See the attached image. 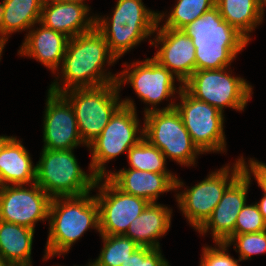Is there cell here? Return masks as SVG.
<instances>
[{"instance_id": "6da1fadb", "label": "cell", "mask_w": 266, "mask_h": 266, "mask_svg": "<svg viewBox=\"0 0 266 266\" xmlns=\"http://www.w3.org/2000/svg\"><path fill=\"white\" fill-rule=\"evenodd\" d=\"M117 61L110 52L106 39L94 27L89 32L69 38L61 70L55 73L57 76L55 75L47 90L62 94L71 89L115 83L118 72H106L105 67L114 66Z\"/></svg>"}, {"instance_id": "7a4b0ae2", "label": "cell", "mask_w": 266, "mask_h": 266, "mask_svg": "<svg viewBox=\"0 0 266 266\" xmlns=\"http://www.w3.org/2000/svg\"><path fill=\"white\" fill-rule=\"evenodd\" d=\"M91 194V195H90ZM49 232L44 261L66 255L92 228L100 233L99 205L94 195L53 197L48 216Z\"/></svg>"}, {"instance_id": "3957f363", "label": "cell", "mask_w": 266, "mask_h": 266, "mask_svg": "<svg viewBox=\"0 0 266 266\" xmlns=\"http://www.w3.org/2000/svg\"><path fill=\"white\" fill-rule=\"evenodd\" d=\"M182 30L195 46L196 70L229 67L250 43L224 20L216 6Z\"/></svg>"}, {"instance_id": "277c9868", "label": "cell", "mask_w": 266, "mask_h": 266, "mask_svg": "<svg viewBox=\"0 0 266 266\" xmlns=\"http://www.w3.org/2000/svg\"><path fill=\"white\" fill-rule=\"evenodd\" d=\"M112 16L95 14V28L106 39L117 60L152 38L158 23V11L149 10L142 0H117Z\"/></svg>"}, {"instance_id": "5b68a950", "label": "cell", "mask_w": 266, "mask_h": 266, "mask_svg": "<svg viewBox=\"0 0 266 266\" xmlns=\"http://www.w3.org/2000/svg\"><path fill=\"white\" fill-rule=\"evenodd\" d=\"M36 164L35 183L51 198L81 196L95 190L97 176L82 169L74 149L49 150L42 148Z\"/></svg>"}, {"instance_id": "8992f818", "label": "cell", "mask_w": 266, "mask_h": 266, "mask_svg": "<svg viewBox=\"0 0 266 266\" xmlns=\"http://www.w3.org/2000/svg\"><path fill=\"white\" fill-rule=\"evenodd\" d=\"M122 104L101 134L87 146L91 155L88 169L97 177H106L110 173L106 163L128 153L143 138L134 100L128 97L122 99Z\"/></svg>"}, {"instance_id": "52a82bcc", "label": "cell", "mask_w": 266, "mask_h": 266, "mask_svg": "<svg viewBox=\"0 0 266 266\" xmlns=\"http://www.w3.org/2000/svg\"><path fill=\"white\" fill-rule=\"evenodd\" d=\"M62 95L74 109L80 137L86 147L101 134L110 118L123 105L117 82L71 89Z\"/></svg>"}, {"instance_id": "ba28073f", "label": "cell", "mask_w": 266, "mask_h": 266, "mask_svg": "<svg viewBox=\"0 0 266 266\" xmlns=\"http://www.w3.org/2000/svg\"><path fill=\"white\" fill-rule=\"evenodd\" d=\"M232 166L225 164L191 188L185 187L174 195L177 207L196 232L211 217L226 189L243 173L240 157Z\"/></svg>"}, {"instance_id": "9c48e42d", "label": "cell", "mask_w": 266, "mask_h": 266, "mask_svg": "<svg viewBox=\"0 0 266 266\" xmlns=\"http://www.w3.org/2000/svg\"><path fill=\"white\" fill-rule=\"evenodd\" d=\"M183 87L193 97L214 106L222 113L226 107L244 111L253 94L252 85L240 75H232L230 67L195 70Z\"/></svg>"}, {"instance_id": "30bf717a", "label": "cell", "mask_w": 266, "mask_h": 266, "mask_svg": "<svg viewBox=\"0 0 266 266\" xmlns=\"http://www.w3.org/2000/svg\"><path fill=\"white\" fill-rule=\"evenodd\" d=\"M143 137L180 166H194L203 154L194 144L176 108L143 115ZM197 162V163H195Z\"/></svg>"}, {"instance_id": "8fae6325", "label": "cell", "mask_w": 266, "mask_h": 266, "mask_svg": "<svg viewBox=\"0 0 266 266\" xmlns=\"http://www.w3.org/2000/svg\"><path fill=\"white\" fill-rule=\"evenodd\" d=\"M123 66L125 69L118 73V88L121 90L123 84H130L140 101L149 105L145 107L144 114L160 110L158 104L165 99L169 100L168 98H171V101L161 110L175 108V101L172 98L181 92L183 84L176 88V77L166 67L161 66L153 58L137 60L131 65L125 62Z\"/></svg>"}, {"instance_id": "7c38bea8", "label": "cell", "mask_w": 266, "mask_h": 266, "mask_svg": "<svg viewBox=\"0 0 266 266\" xmlns=\"http://www.w3.org/2000/svg\"><path fill=\"white\" fill-rule=\"evenodd\" d=\"M178 95L180 103L176 102L175 108L198 149L203 154L227 152L224 113L196 99L184 87Z\"/></svg>"}, {"instance_id": "4fadbf2b", "label": "cell", "mask_w": 266, "mask_h": 266, "mask_svg": "<svg viewBox=\"0 0 266 266\" xmlns=\"http://www.w3.org/2000/svg\"><path fill=\"white\" fill-rule=\"evenodd\" d=\"M94 188L98 189L94 196L99 205L100 235H125L149 203L121 191L107 177H98Z\"/></svg>"}, {"instance_id": "5bb4252c", "label": "cell", "mask_w": 266, "mask_h": 266, "mask_svg": "<svg viewBox=\"0 0 266 266\" xmlns=\"http://www.w3.org/2000/svg\"><path fill=\"white\" fill-rule=\"evenodd\" d=\"M51 199L36 183L4 185L0 191V220L35 230L38 221L48 220Z\"/></svg>"}, {"instance_id": "9a60e30c", "label": "cell", "mask_w": 266, "mask_h": 266, "mask_svg": "<svg viewBox=\"0 0 266 266\" xmlns=\"http://www.w3.org/2000/svg\"><path fill=\"white\" fill-rule=\"evenodd\" d=\"M43 115V146L49 150L86 146L79 133L74 109L62 95L48 90Z\"/></svg>"}, {"instance_id": "2e32d148", "label": "cell", "mask_w": 266, "mask_h": 266, "mask_svg": "<svg viewBox=\"0 0 266 266\" xmlns=\"http://www.w3.org/2000/svg\"><path fill=\"white\" fill-rule=\"evenodd\" d=\"M154 34V39L150 38L149 43L158 49L152 58L166 67L179 84H184L196 70L195 46L192 40L182 29L164 28L160 23H157Z\"/></svg>"}, {"instance_id": "e0dca14e", "label": "cell", "mask_w": 266, "mask_h": 266, "mask_svg": "<svg viewBox=\"0 0 266 266\" xmlns=\"http://www.w3.org/2000/svg\"><path fill=\"white\" fill-rule=\"evenodd\" d=\"M251 182L252 179L243 172L226 189L211 217L197 232L201 236H205L211 231L213 243L227 242L234 235L237 216L247 203V194Z\"/></svg>"}, {"instance_id": "ac0fdd59", "label": "cell", "mask_w": 266, "mask_h": 266, "mask_svg": "<svg viewBox=\"0 0 266 266\" xmlns=\"http://www.w3.org/2000/svg\"><path fill=\"white\" fill-rule=\"evenodd\" d=\"M106 177L121 191L148 202H157L161 194L181 190L186 185L173 173H153L126 167L110 171Z\"/></svg>"}, {"instance_id": "d6986e66", "label": "cell", "mask_w": 266, "mask_h": 266, "mask_svg": "<svg viewBox=\"0 0 266 266\" xmlns=\"http://www.w3.org/2000/svg\"><path fill=\"white\" fill-rule=\"evenodd\" d=\"M68 41L69 37L65 34L37 22L27 32L17 54L35 59L55 75L63 63Z\"/></svg>"}, {"instance_id": "ffe728a7", "label": "cell", "mask_w": 266, "mask_h": 266, "mask_svg": "<svg viewBox=\"0 0 266 266\" xmlns=\"http://www.w3.org/2000/svg\"><path fill=\"white\" fill-rule=\"evenodd\" d=\"M90 14V9L81 3L44 1L40 22L73 38L95 27V15Z\"/></svg>"}, {"instance_id": "44dd1931", "label": "cell", "mask_w": 266, "mask_h": 266, "mask_svg": "<svg viewBox=\"0 0 266 266\" xmlns=\"http://www.w3.org/2000/svg\"><path fill=\"white\" fill-rule=\"evenodd\" d=\"M172 208L149 202L139 217L130 224L125 236L131 238L139 246L161 248L159 239L171 228Z\"/></svg>"}, {"instance_id": "7402d4cb", "label": "cell", "mask_w": 266, "mask_h": 266, "mask_svg": "<svg viewBox=\"0 0 266 266\" xmlns=\"http://www.w3.org/2000/svg\"><path fill=\"white\" fill-rule=\"evenodd\" d=\"M0 180L3 185H29L36 181V164L16 136L0 152Z\"/></svg>"}, {"instance_id": "603a6c76", "label": "cell", "mask_w": 266, "mask_h": 266, "mask_svg": "<svg viewBox=\"0 0 266 266\" xmlns=\"http://www.w3.org/2000/svg\"><path fill=\"white\" fill-rule=\"evenodd\" d=\"M43 3L44 0H3L0 3V38L8 40L10 34L28 32L40 22Z\"/></svg>"}, {"instance_id": "cb8c5ba5", "label": "cell", "mask_w": 266, "mask_h": 266, "mask_svg": "<svg viewBox=\"0 0 266 266\" xmlns=\"http://www.w3.org/2000/svg\"><path fill=\"white\" fill-rule=\"evenodd\" d=\"M35 230L0 220V257L13 266H33Z\"/></svg>"}, {"instance_id": "d4e9b609", "label": "cell", "mask_w": 266, "mask_h": 266, "mask_svg": "<svg viewBox=\"0 0 266 266\" xmlns=\"http://www.w3.org/2000/svg\"><path fill=\"white\" fill-rule=\"evenodd\" d=\"M220 15L251 41V33L263 23L257 0H215Z\"/></svg>"}, {"instance_id": "484cf974", "label": "cell", "mask_w": 266, "mask_h": 266, "mask_svg": "<svg viewBox=\"0 0 266 266\" xmlns=\"http://www.w3.org/2000/svg\"><path fill=\"white\" fill-rule=\"evenodd\" d=\"M169 13L158 12V23L164 28L183 29L215 6V0H175Z\"/></svg>"}, {"instance_id": "4316f807", "label": "cell", "mask_w": 266, "mask_h": 266, "mask_svg": "<svg viewBox=\"0 0 266 266\" xmlns=\"http://www.w3.org/2000/svg\"><path fill=\"white\" fill-rule=\"evenodd\" d=\"M103 246L99 256L88 266H121L140 246L125 235H99Z\"/></svg>"}, {"instance_id": "83f0119b", "label": "cell", "mask_w": 266, "mask_h": 266, "mask_svg": "<svg viewBox=\"0 0 266 266\" xmlns=\"http://www.w3.org/2000/svg\"><path fill=\"white\" fill-rule=\"evenodd\" d=\"M129 168L153 173H172L168 170L167 159L160 149L151 145L144 137L127 153Z\"/></svg>"}, {"instance_id": "f1b7e54d", "label": "cell", "mask_w": 266, "mask_h": 266, "mask_svg": "<svg viewBox=\"0 0 266 266\" xmlns=\"http://www.w3.org/2000/svg\"><path fill=\"white\" fill-rule=\"evenodd\" d=\"M239 253V260H250L252 255L266 253V230L257 233L234 234L227 242Z\"/></svg>"}, {"instance_id": "f546056e", "label": "cell", "mask_w": 266, "mask_h": 266, "mask_svg": "<svg viewBox=\"0 0 266 266\" xmlns=\"http://www.w3.org/2000/svg\"><path fill=\"white\" fill-rule=\"evenodd\" d=\"M264 230H266V222L256 203H246L237 216L234 234L257 233Z\"/></svg>"}, {"instance_id": "4dcf8cb0", "label": "cell", "mask_w": 266, "mask_h": 266, "mask_svg": "<svg viewBox=\"0 0 266 266\" xmlns=\"http://www.w3.org/2000/svg\"><path fill=\"white\" fill-rule=\"evenodd\" d=\"M214 247L203 246L199 266H240L239 259H234L229 253V246L223 242H216Z\"/></svg>"}, {"instance_id": "1f68e13d", "label": "cell", "mask_w": 266, "mask_h": 266, "mask_svg": "<svg viewBox=\"0 0 266 266\" xmlns=\"http://www.w3.org/2000/svg\"><path fill=\"white\" fill-rule=\"evenodd\" d=\"M161 248L140 246L121 266H170Z\"/></svg>"}, {"instance_id": "d6a6232c", "label": "cell", "mask_w": 266, "mask_h": 266, "mask_svg": "<svg viewBox=\"0 0 266 266\" xmlns=\"http://www.w3.org/2000/svg\"><path fill=\"white\" fill-rule=\"evenodd\" d=\"M243 166V172L249 177L257 181L258 186L266 195V164L262 163L255 158H248V162L245 161L243 156H240Z\"/></svg>"}, {"instance_id": "836d02e7", "label": "cell", "mask_w": 266, "mask_h": 266, "mask_svg": "<svg viewBox=\"0 0 266 266\" xmlns=\"http://www.w3.org/2000/svg\"><path fill=\"white\" fill-rule=\"evenodd\" d=\"M255 203H256L260 213L262 214L264 221L266 222V195L263 194L260 202H255Z\"/></svg>"}, {"instance_id": "e575fe53", "label": "cell", "mask_w": 266, "mask_h": 266, "mask_svg": "<svg viewBox=\"0 0 266 266\" xmlns=\"http://www.w3.org/2000/svg\"><path fill=\"white\" fill-rule=\"evenodd\" d=\"M13 136H7V135H0V152L6 145V143L12 138Z\"/></svg>"}, {"instance_id": "d590c367", "label": "cell", "mask_w": 266, "mask_h": 266, "mask_svg": "<svg viewBox=\"0 0 266 266\" xmlns=\"http://www.w3.org/2000/svg\"><path fill=\"white\" fill-rule=\"evenodd\" d=\"M44 1H51V2H77L86 5L89 9L90 6H88L87 3H85L86 0H44Z\"/></svg>"}, {"instance_id": "8d00e7d4", "label": "cell", "mask_w": 266, "mask_h": 266, "mask_svg": "<svg viewBox=\"0 0 266 266\" xmlns=\"http://www.w3.org/2000/svg\"><path fill=\"white\" fill-rule=\"evenodd\" d=\"M257 3H258V6H259V9H260V12L262 14V16L264 17V11H266V0H257Z\"/></svg>"}, {"instance_id": "74e56055", "label": "cell", "mask_w": 266, "mask_h": 266, "mask_svg": "<svg viewBox=\"0 0 266 266\" xmlns=\"http://www.w3.org/2000/svg\"><path fill=\"white\" fill-rule=\"evenodd\" d=\"M7 39H4V38H0V61H1V56H2V53H3V49L5 48V45L7 43Z\"/></svg>"}, {"instance_id": "f35d334b", "label": "cell", "mask_w": 266, "mask_h": 266, "mask_svg": "<svg viewBox=\"0 0 266 266\" xmlns=\"http://www.w3.org/2000/svg\"><path fill=\"white\" fill-rule=\"evenodd\" d=\"M0 266H13L10 262L5 261L2 257H0Z\"/></svg>"}, {"instance_id": "ab89813d", "label": "cell", "mask_w": 266, "mask_h": 266, "mask_svg": "<svg viewBox=\"0 0 266 266\" xmlns=\"http://www.w3.org/2000/svg\"><path fill=\"white\" fill-rule=\"evenodd\" d=\"M3 184H2V182H1V180H0V191H1V189L3 188Z\"/></svg>"}]
</instances>
